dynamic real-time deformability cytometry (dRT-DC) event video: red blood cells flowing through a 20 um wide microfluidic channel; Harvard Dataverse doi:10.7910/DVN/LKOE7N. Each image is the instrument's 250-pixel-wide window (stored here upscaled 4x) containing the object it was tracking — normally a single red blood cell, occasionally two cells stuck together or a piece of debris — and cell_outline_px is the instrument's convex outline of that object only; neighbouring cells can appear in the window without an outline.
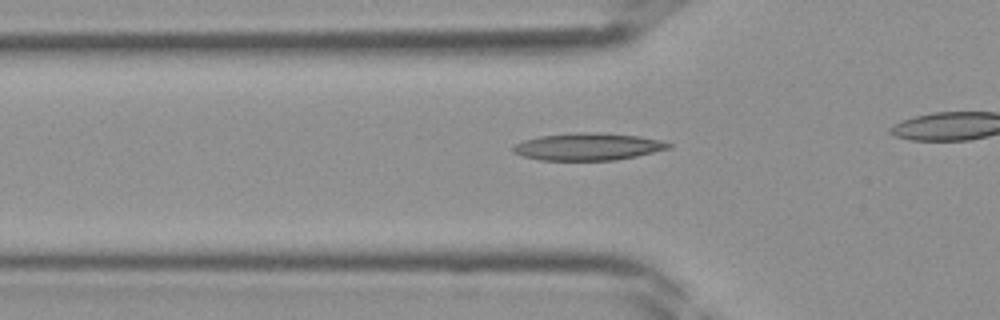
{"species": "Egyptian fruit bat (a non-hibernating species)", "species_latin": "Rousettus aegyptiacus", "temperature_condition": "room temperature", "stored_images_in_passage": 29, "camera_frame_rate_fps": 3000, "um_per_image_px": 0.085, "frame": {"image": 1, "passage_image": 10, "time_ms": 3.0, "image_size_px": [1000, 320], "cell_outline_px": [[672, 148], [636, 156], [616, 160], [540, 160], [524, 156], [512, 152], [512, 144], [524, 140], [540, 136], [584, 132], [592, 132], [636, 136], [660, 140], [672, 144]], "centroid_in_image_um": [49.96, 12.47], "position_along_channel_um": 75.8, "area_um2": 24.51}}
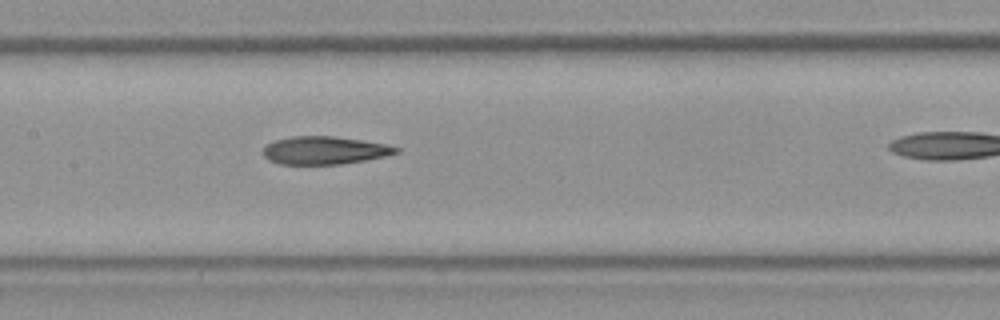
{"frame": {"image": 2, "passage_image": 16, "time_ms": 5.0, "image_size_px": [1000, 320], "cell_outline_px": [[400, 152], [384, 156], [364, 160], [340, 164], [280, 164], [268, 160], [264, 156], [264, 148], [268, 144], [276, 140], [292, 136], [332, 136], [360, 140], [384, 144], [400, 148]], "centroid_in_image_um": [27.57, 12.78], "position_along_channel_um": 179.8, "area_um2": 21.33}}
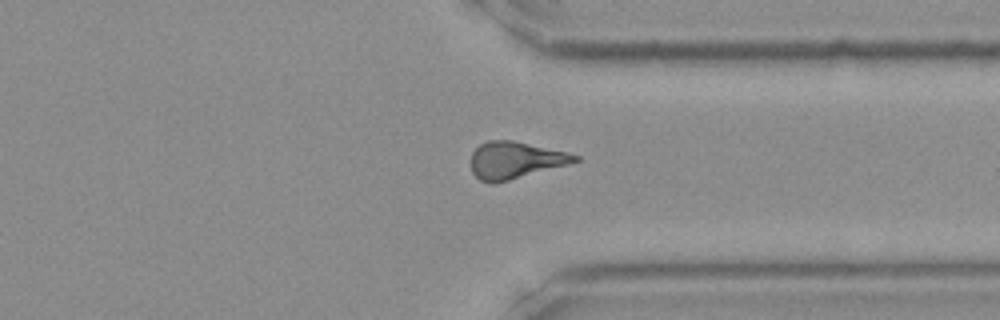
{"frame": {"image": 3, "passage_image": 27, "time_ms": 8.667, "image_size_px": [1000, 320], "cell_outline_px": [[580, 160], [568, 164], [508, 180], [492, 184], [488, 184], [480, 180], [472, 172], [472, 152], [480, 144], [488, 140], [512, 140], [568, 152], [580, 156]], "centroid_in_image_um": [43.78, 13.61], "position_along_channel_um": 367.6, "area_um2": 22.2}}